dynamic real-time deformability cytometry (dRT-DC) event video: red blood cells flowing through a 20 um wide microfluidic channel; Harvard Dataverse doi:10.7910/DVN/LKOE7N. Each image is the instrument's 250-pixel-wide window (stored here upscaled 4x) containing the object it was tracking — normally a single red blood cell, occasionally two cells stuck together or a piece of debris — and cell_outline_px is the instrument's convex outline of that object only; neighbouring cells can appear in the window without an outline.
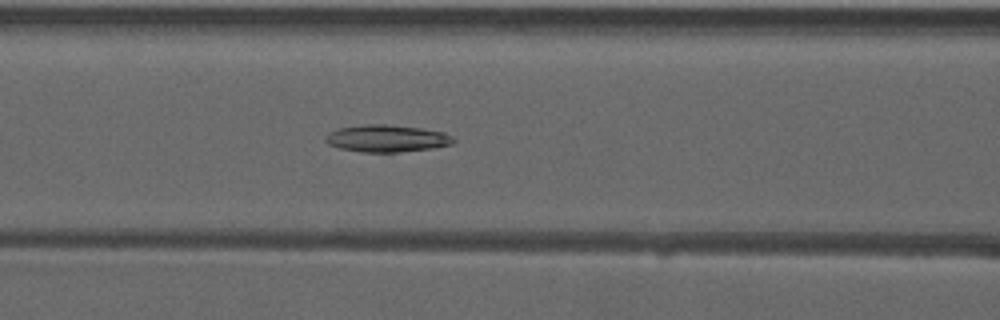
{"species": "common noctule bat (a hibernating species)", "species_latin": "Nyctalus noctula", "temperature_condition": "warm", "stored_images_in_passage": 30, "camera_frame_rate_fps": 3000, "um_per_image_px": 0.085, "animal": {"sex": "male", "forearm_length_mm": 52.5}, "frame": {"image": 1, "passage_image": 15, "time_ms": 4.667, "image_size_px": [1000, 320], "cell_outline_px": [[456, 140], [452, 144], [432, 148], [400, 152], [360, 152], [340, 148], [328, 144], [324, 140], [324, 136], [328, 132], [340, 128], [364, 124], [384, 124], [420, 128], [444, 132], [452, 136]], "centroid_in_image_um": [32.86, 11.77], "position_along_channel_um": 133.7, "area_um2": 20.29}}
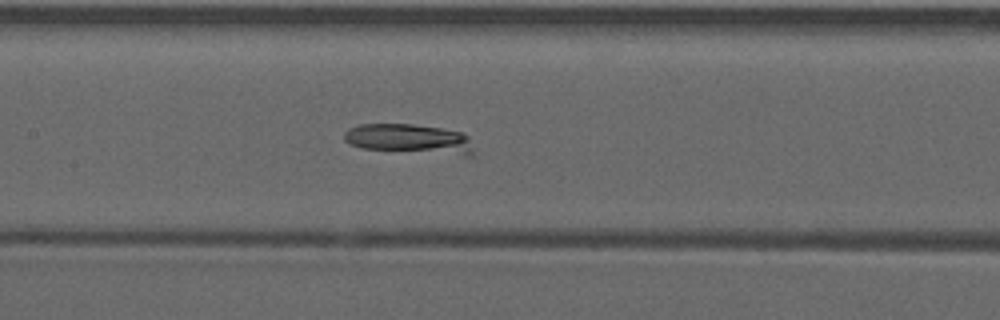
{"frame": {"image": 2, "passage_image": 18, "time_ms": 5.667, "image_size_px": [1000, 320], "cell_outline_px": [[476, 156], [464, 156], [364, 148], [348, 144], [344, 140], [344, 132], [348, 128], [360, 124], [412, 124], [440, 128], [464, 132], [468, 136]], "centroid_in_image_um": [34.84, 11.82], "position_along_channel_um": 172.6, "area_um2": 22.72}}